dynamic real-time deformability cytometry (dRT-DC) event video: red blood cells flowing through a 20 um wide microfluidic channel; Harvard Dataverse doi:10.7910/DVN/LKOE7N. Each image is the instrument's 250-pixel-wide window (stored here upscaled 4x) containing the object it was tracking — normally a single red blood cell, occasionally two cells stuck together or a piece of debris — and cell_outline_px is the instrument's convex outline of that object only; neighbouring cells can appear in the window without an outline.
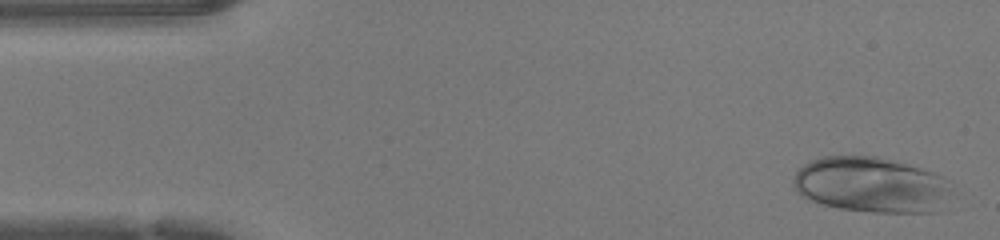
{"species": "human", "species_latin": "Homo sapiens", "temperature_condition": "warm", "stored_images_in_passage": 47, "camera_frame_rate_fps": 3000, "um_per_image_px": 0.085, "donor": {"sex": "female"}, "frame": {"image": 1, "passage_image": 2, "time_ms": 0.333, "image_size_px": [1000, 240], "cell_outline_px": [[952, 192], [944, 212], [872, 212], [840, 208], [808, 200], [796, 192], [792, 184], [792, 180], [796, 172], [804, 164], [812, 160], [824, 156], [876, 156], [908, 164], [944, 176], [948, 180], [952, 188]], "centroid_in_image_um": [74.12, 15.73], "position_along_channel_um": 10.9, "area_um2": 51.96}}
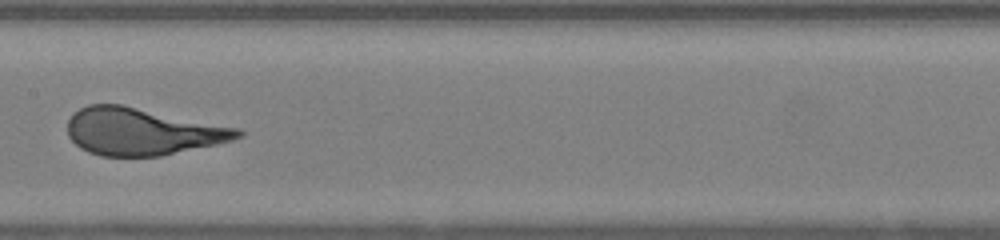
{"frame": {"image": 2, "passage_image": 23, "time_ms": 7.333, "image_size_px": [1000, 240], "cell_outline_px": [[244, 136], [232, 140], [216, 144], [160, 156], [100, 156], [88, 152], [80, 148], [68, 136], [68, 120], [72, 112], [88, 104], [120, 104], [240, 128], [244, 132]], "centroid_in_image_um": [12.06, 11.18], "position_along_channel_um": 195.3, "area_um2": 46.82}}
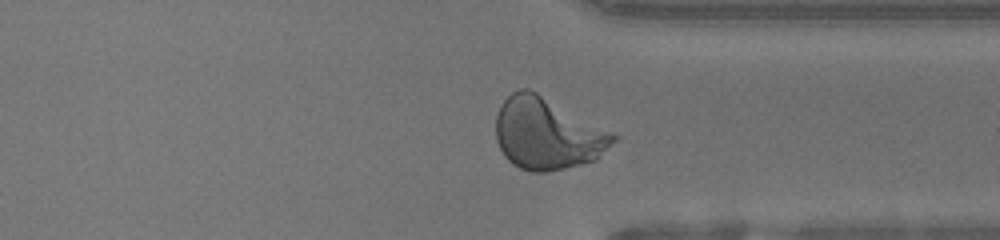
{"frame": {"image": 3, "passage_image": 35, "time_ms": 11.333, "image_size_px": [1000, 240], "cell_outline_px": [[620, 136], [596, 160], [548, 172], [532, 172], [520, 168], [512, 164], [504, 156], [496, 140], [496, 116], [500, 104], [512, 92], [520, 88], [528, 88], [536, 92]], "centroid_in_image_um": [46.5, 11.37], "position_along_channel_um": 364.9, "area_um2": 48.9}}